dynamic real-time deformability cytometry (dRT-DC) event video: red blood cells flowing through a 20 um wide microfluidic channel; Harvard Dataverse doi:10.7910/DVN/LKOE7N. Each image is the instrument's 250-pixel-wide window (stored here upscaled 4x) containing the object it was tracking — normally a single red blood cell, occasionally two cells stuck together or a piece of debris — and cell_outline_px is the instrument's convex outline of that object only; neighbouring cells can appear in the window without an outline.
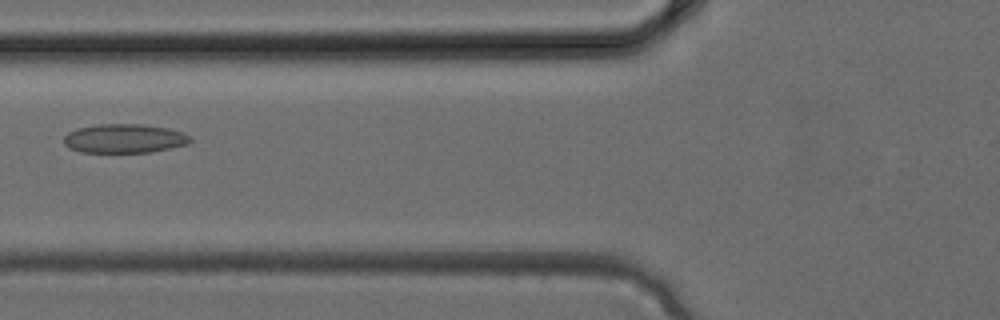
{"species": "common noctule bat (a hibernating species)", "species_latin": "Nyctalus noctula", "temperature_condition": "cold", "stored_images_in_passage": 3, "camera_frame_rate_fps": 3000, "um_per_image_px": 0.085, "animal": {"sex": "female", "body_mass_g": 24.6, "forearm_length_mm": 56.2}, "frame": {"image": 1, "passage_image": 3, "time_ms": 0.667, "image_size_px": [1000, 320], "cell_outline_px": [[192, 140], [188, 144], [152, 152], [80, 152], [68, 148], [64, 144], [64, 136], [68, 132], [76, 128], [100, 124], [140, 124], [168, 128], [184, 132]], "centroid_in_image_um": [10.55, 11.77], "position_along_channel_um": 115.2, "area_um2": 21.44}}